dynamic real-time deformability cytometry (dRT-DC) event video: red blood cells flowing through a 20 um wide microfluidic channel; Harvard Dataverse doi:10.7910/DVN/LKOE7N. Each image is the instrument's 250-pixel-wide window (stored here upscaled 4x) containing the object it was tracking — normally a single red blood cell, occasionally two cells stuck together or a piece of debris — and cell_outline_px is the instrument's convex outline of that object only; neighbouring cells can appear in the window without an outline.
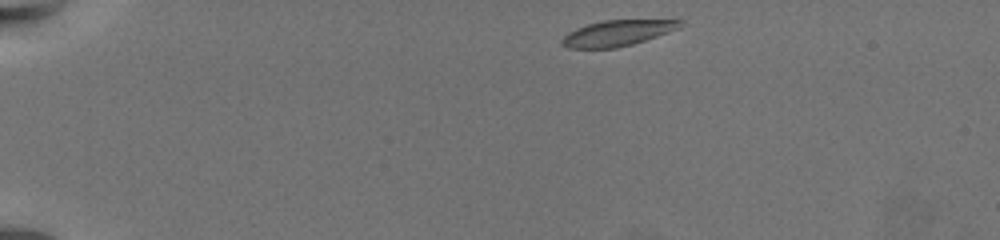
{"species": "common noctule bat (a hibernating species)", "species_latin": "Nyctalus noctula", "temperature_condition": "warm", "stored_images_in_passage": 51, "camera_frame_rate_fps": 3000, "um_per_image_px": 0.085, "animal": {"sex": "female", "body_mass_g": 19.5, "forearm_length_mm": 54.1}, "frame": {"image": 1, "passage_image": 1, "time_ms": 0.0, "image_size_px": [1000, 240], "cell_outline_px": [[684, 20], [680, 28], [632, 44], [616, 48], [568, 48], [560, 44], [560, 40], [568, 32], [576, 28], [588, 24], [604, 20]], "centroid_in_image_um": [52.44, 2.81], "position_along_channel_um": 32.6, "area_um2": 17.63}}
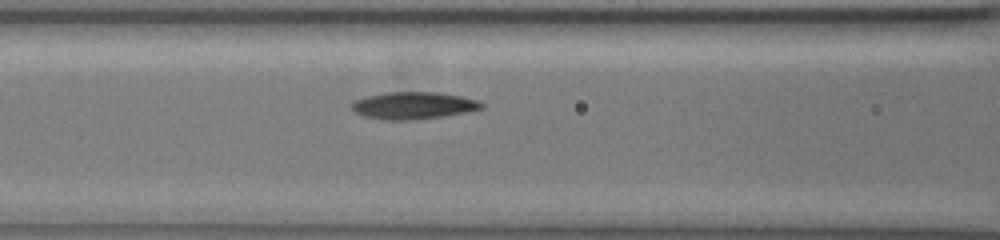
{"frame": {"image": 2, "passage_image": 18, "time_ms": 5.667, "image_size_px": [1000, 240], "cell_outline_px": [[484, 108], [444, 116], [416, 120], [384, 120], [364, 116], [356, 112], [352, 108], [352, 104], [356, 100], [368, 96], [388, 92], [436, 92], [460, 96], [476, 100], [484, 104]], "centroid_in_image_um": [35.15, 8.97], "position_along_channel_um": 131.4, "area_um2": 20.35}}
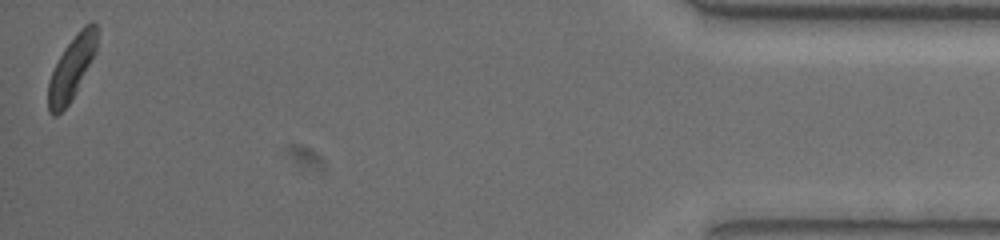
{"frame": {"image": 3, "passage_image": 51, "time_ms": 16.667, "image_size_px": [1000, 240], "cell_outline_px": [[96, 52], [68, 104], [56, 116], [52, 116], [48, 112], [48, 80], [64, 48], [76, 32], [84, 24], [92, 20], [96, 24]], "centroid_in_image_um": [6.07, 5.76], "position_along_channel_um": 429.1, "area_um2": 17.57}, "authors_computed_cell_mechanics": {"area_um2": 19.8254, "velocity_mm_per_s": 3.3902, "shape_relaxation_time_tau1_ms": 2.3698, "shape_relaxation_time_tau2_ms": 2.6445, "deformation_change_tau1": 0.1283, "deformation_change_tau2": 0.0795}}